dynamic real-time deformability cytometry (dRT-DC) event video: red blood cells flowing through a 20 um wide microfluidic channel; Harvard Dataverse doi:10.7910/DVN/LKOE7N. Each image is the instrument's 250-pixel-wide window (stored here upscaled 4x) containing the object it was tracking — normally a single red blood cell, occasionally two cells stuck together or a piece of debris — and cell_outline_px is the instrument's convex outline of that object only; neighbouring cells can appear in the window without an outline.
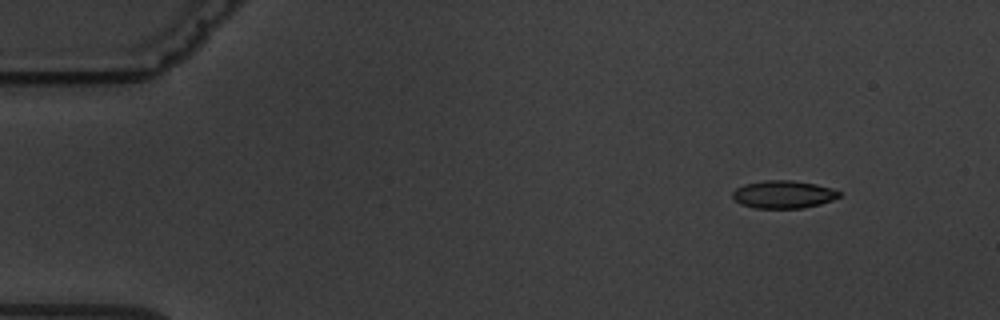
{"species": "common noctule bat (a hibernating species)", "species_latin": "Nyctalus noctula", "temperature_condition": "warm", "stored_images_in_passage": 4, "camera_frame_rate_fps": 3000, "um_per_image_px": 0.085, "animal": {"sex": "male", "body_mass_g": 19.5, "forearm_length_mm": 54.6}, "frame": {"image": 1, "passage_image": 2, "time_ms": 1.0, "image_size_px": [1000, 320], "cell_outline_px": [[840, 196], [832, 200], [820, 204], [804, 208], [756, 208], [740, 204], [732, 196], [732, 192], [736, 188], [744, 184], [764, 180], [792, 180], [816, 184], [832, 188], [840, 192]], "centroid_in_image_um": [66.58, 16.52], "position_along_channel_um": 18.4, "area_um2": 17.28}}